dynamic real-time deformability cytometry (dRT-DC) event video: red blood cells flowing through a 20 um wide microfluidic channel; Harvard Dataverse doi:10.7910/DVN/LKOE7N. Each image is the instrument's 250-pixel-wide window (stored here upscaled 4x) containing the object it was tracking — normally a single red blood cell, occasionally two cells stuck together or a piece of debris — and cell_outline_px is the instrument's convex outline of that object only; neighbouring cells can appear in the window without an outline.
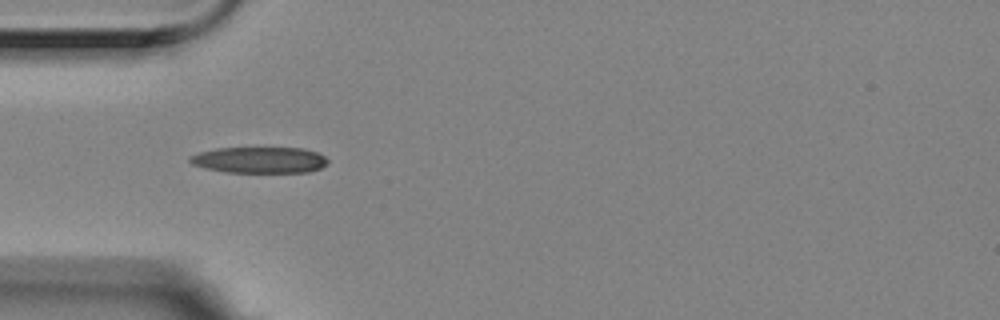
{"species": "Egyptian fruit bat (a non-hibernating species)", "species_latin": "Rousettus aegyptiacus", "temperature_condition": "room temperature", "stored_images_in_passage": 10, "camera_frame_rate_fps": 3000, "um_per_image_px": 0.085, "animal": {"sex": "female"}, "frame": {"image": 1, "passage_image": 5, "time_ms": 1.333, "image_size_px": [1000, 320], "cell_outline_px": [[328, 164], [320, 168], [308, 172], [224, 172], [204, 168], [192, 164], [188, 160], [188, 156], [200, 152], [216, 148], [304, 148], [316, 152], [324, 156], [328, 160]], "centroid_in_image_um": [22.04, 13.6], "position_along_channel_um": 63.0, "area_um2": 21.1}}
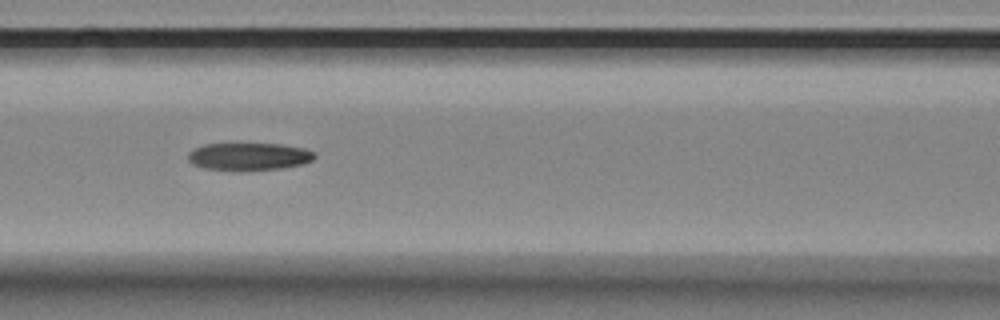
{"frame": {"image": 2, "passage_image": 7, "time_ms": 2.0, "image_size_px": [1000, 320], "cell_outline_px": [[316, 156], [312, 160], [304, 164], [280, 168], [204, 168], [192, 164], [188, 160], [188, 152], [204, 144], [232, 140], [280, 144], [304, 148], [316, 152]], "centroid_in_image_um": [21.15, 13.2], "position_along_channel_um": 145.5, "area_um2": 20.63}}
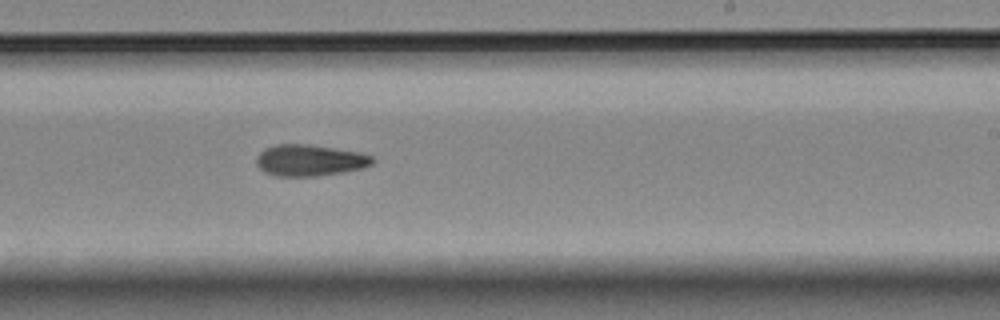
{"frame": {"image": 3, "passage_image": 10, "time_ms": 3.0, "image_size_px": [1000, 320], "cell_outline_px": [[376, 160], [372, 164], [360, 168], [344, 172], [316, 176], [276, 176], [264, 172], [256, 164], [256, 156], [264, 148], [276, 144], [308, 144], [360, 152], [372, 156]], "centroid_in_image_um": [26.31, 13.62], "position_along_channel_um": 262.7, "area_um2": 21.33}}